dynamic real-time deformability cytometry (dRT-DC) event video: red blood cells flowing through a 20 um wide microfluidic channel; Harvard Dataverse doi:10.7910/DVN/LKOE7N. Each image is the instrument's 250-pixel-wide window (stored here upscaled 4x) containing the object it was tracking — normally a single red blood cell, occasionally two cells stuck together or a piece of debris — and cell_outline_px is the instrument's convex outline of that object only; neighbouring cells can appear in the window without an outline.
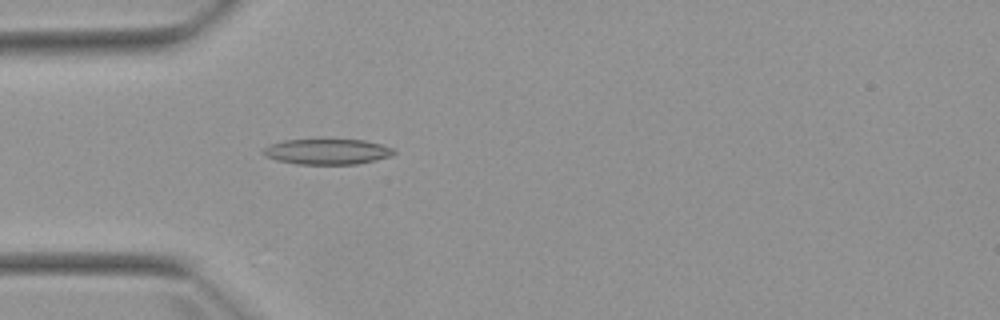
{"species": "Egyptian fruit bat (a non-hibernating species)", "species_latin": "Rousettus aegyptiacus", "temperature_condition": "warm", "stored_images_in_passage": 4, "camera_frame_rate_fps": 3000, "um_per_image_px": 0.085, "animal": {"sex": "female"}, "frame": {"image": 1, "passage_image": 4, "time_ms": 3.667, "image_size_px": [1000, 320], "cell_outline_px": [[396, 152], [392, 156], [376, 160], [356, 164], [296, 164], [276, 160], [264, 156], [260, 152], [268, 144], [284, 140], [320, 136], [364, 140], [380, 144], [392, 148]], "centroid_in_image_um": [27.75, 12.83], "position_along_channel_um": 57.3, "area_um2": 20.63}}